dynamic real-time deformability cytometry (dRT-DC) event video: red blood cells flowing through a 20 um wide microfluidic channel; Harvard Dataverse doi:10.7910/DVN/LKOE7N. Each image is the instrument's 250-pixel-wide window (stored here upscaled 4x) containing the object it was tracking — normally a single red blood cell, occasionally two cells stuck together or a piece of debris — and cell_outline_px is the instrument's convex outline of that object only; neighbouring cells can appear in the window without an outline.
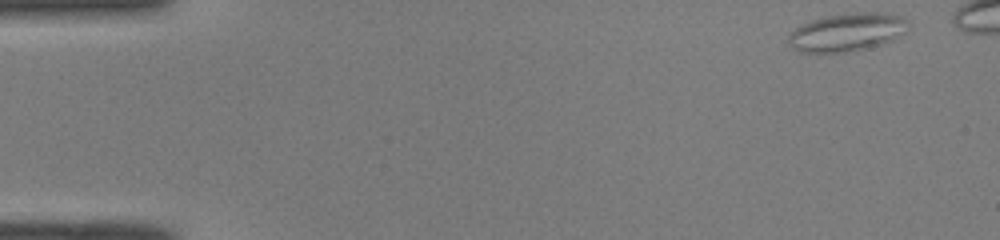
{"species": "common noctule bat (a hibernating species)", "species_latin": "Nyctalus noctula", "temperature_condition": "room temperature", "stored_images_in_passage": 44, "camera_frame_rate_fps": 3000, "um_per_image_px": 0.085, "animal": {"sex": "male", "body_mass_g": 19.0, "forearm_length_mm": 50.8}, "frame": {"image": 1, "passage_image": 1, "time_ms": 0.0, "image_size_px": [1000, 240], "cell_outline_px": [[912, 24], [908, 32], [884, 44], [868, 48], [848, 52], [800, 52], [792, 48], [788, 40], [788, 36], [796, 28], [812, 20], [828, 16], [856, 12], [892, 12], [908, 20]], "centroid_in_image_um": [72.12, 2.73], "position_along_channel_um": 12.9, "area_um2": 26.99}}
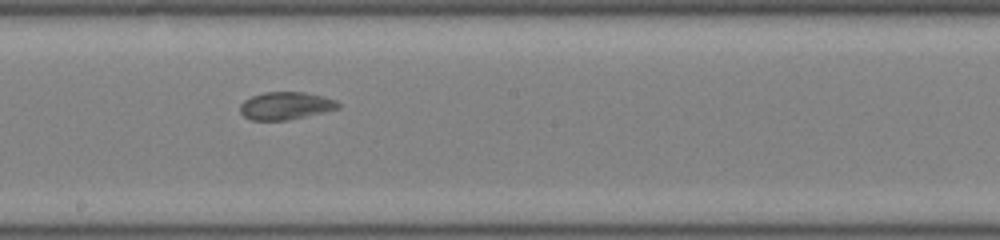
{"frame": {"image": 2, "passage_image": 26, "time_ms": 8.333, "image_size_px": [1000, 240], "cell_outline_px": [[340, 108], [308, 116], [288, 120], [252, 120], [244, 116], [240, 112], [240, 104], [244, 100], [252, 96], [264, 92], [304, 92], [336, 100], [340, 104]], "centroid_in_image_um": [24.27, 8.99], "position_along_channel_um": 223.9, "area_um2": 15.78}}
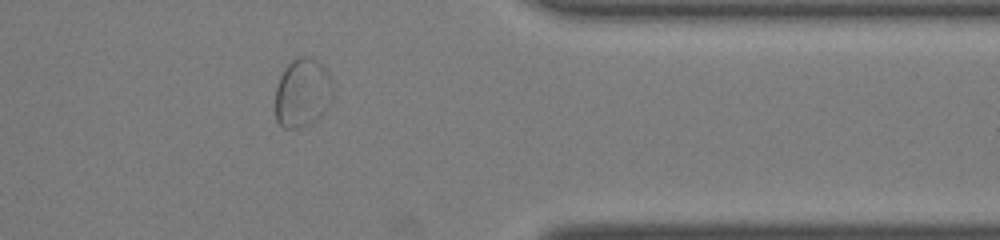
{"frame": {"image": 3, "passage_image": 39, "time_ms": 12.667, "image_size_px": [1000, 240], "cell_outline_px": [[332, 100], [324, 112], [312, 124], [296, 128], [284, 128], [276, 120], [276, 88], [280, 76], [284, 68], [292, 60], [300, 56], [308, 56], [320, 64], [328, 72], [332, 88]], "centroid_in_image_um": [25.7, 7.91], "position_along_channel_um": 385.7, "area_um2": 23.0}}